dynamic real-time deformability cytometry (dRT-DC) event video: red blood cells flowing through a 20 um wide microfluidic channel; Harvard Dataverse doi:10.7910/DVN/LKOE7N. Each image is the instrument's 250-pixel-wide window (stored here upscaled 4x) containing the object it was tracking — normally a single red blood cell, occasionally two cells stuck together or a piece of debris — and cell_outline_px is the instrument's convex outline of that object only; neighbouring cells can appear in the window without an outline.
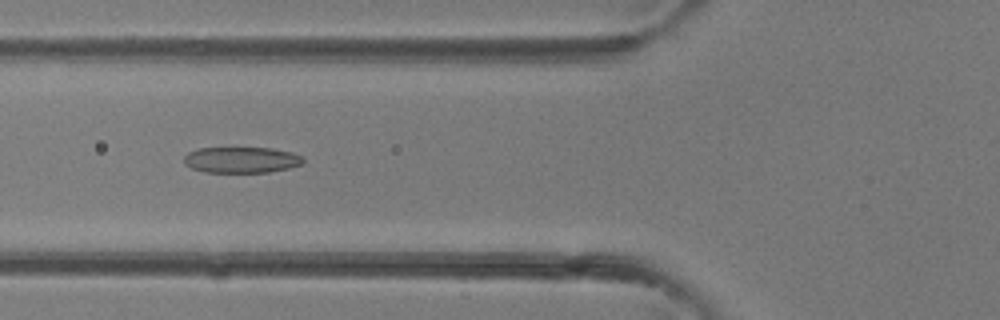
{"species": "common noctule bat (a hibernating species)", "species_latin": "Nyctalus noctula", "temperature_condition": "room temperature", "stored_images_in_passage": 30, "camera_frame_rate_fps": 3000, "um_per_image_px": 0.085, "animal": {"sex": "female"}, "frame": {"image": 1, "passage_image": 7, "time_ms": 2.0, "image_size_px": [1000, 320], "cell_outline_px": [[304, 164], [288, 168], [268, 172], [204, 172], [192, 168], [184, 164], [184, 156], [188, 152], [200, 148], [272, 148], [292, 152], [304, 156]], "centroid_in_image_um": [20.55, 13.59], "position_along_channel_um": 105.3, "area_um2": 18.15}}
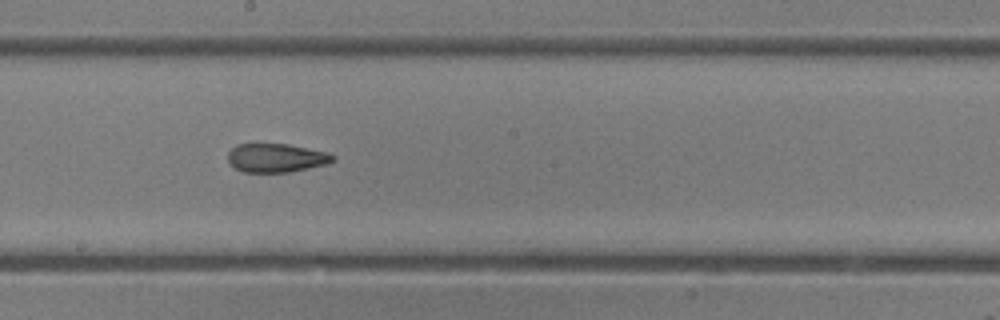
{"frame": {"image": 2, "passage_image": 14, "time_ms": 4.333, "image_size_px": [1000, 320], "cell_outline_px": [[336, 160], [328, 164], [288, 172], [244, 172], [228, 164], [228, 152], [236, 144], [288, 144], [328, 152], [336, 156]], "centroid_in_image_um": [23.49, 13.42], "position_along_channel_um": 224.7, "area_um2": 17.69}}
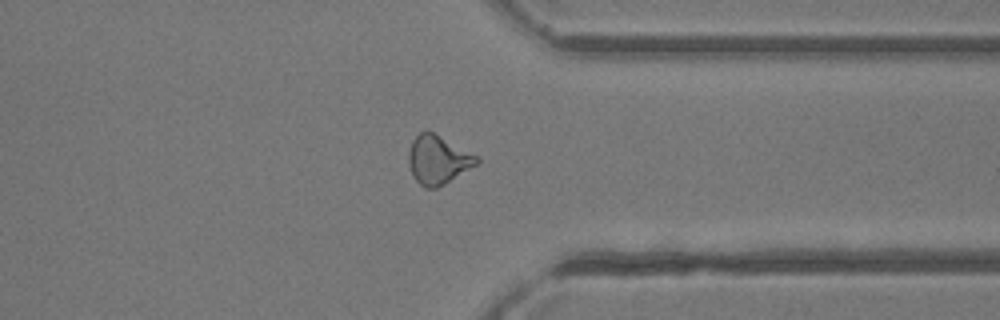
{"frame": {"image": 3, "passage_image": 23, "time_ms": 7.333, "image_size_px": [1000, 320], "cell_outline_px": [[480, 164], [444, 184], [436, 188], [424, 188], [412, 176], [408, 164], [408, 152], [412, 140], [420, 132], [428, 128], [480, 156]], "centroid_in_image_um": [37.26, 13.55], "position_along_channel_um": 374.1, "area_um2": 20.06}}